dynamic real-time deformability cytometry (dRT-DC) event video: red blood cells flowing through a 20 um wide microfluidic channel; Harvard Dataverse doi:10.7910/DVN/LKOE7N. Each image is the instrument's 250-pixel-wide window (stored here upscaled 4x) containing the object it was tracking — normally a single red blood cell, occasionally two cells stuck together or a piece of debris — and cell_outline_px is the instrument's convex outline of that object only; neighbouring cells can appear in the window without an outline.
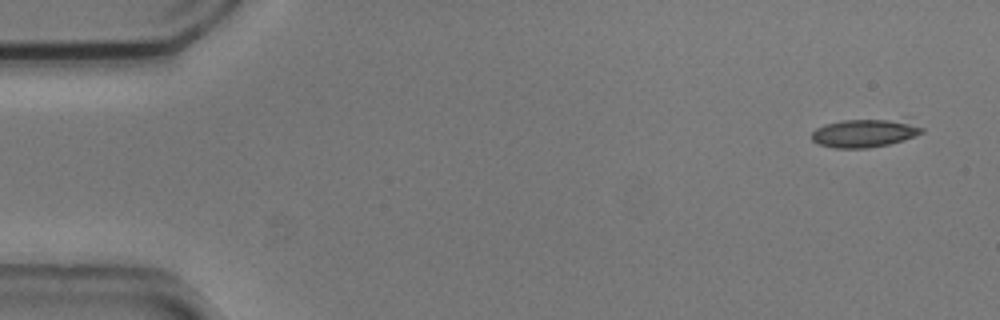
{"species": "common noctule bat (a hibernating species)", "species_latin": "Nyctalus noctula", "temperature_condition": "cold", "stored_images_in_passage": 13, "camera_frame_rate_fps": 3000, "um_per_image_px": 0.085, "animal": {"sex": "male", "body_mass_g": 20.5, "forearm_length_mm": 52.5}, "frame": {"image": 1, "passage_image": 1, "time_ms": 0.0, "image_size_px": [1000, 320], "cell_outline_px": [[924, 132], [904, 140], [888, 144], [868, 148], [832, 148], [820, 144], [812, 140], [812, 132], [816, 128], [824, 124], [844, 120], [888, 120], [908, 124], [924, 128]], "centroid_in_image_um": [73.39, 11.34], "position_along_channel_um": 11.6, "area_um2": 17.51}}
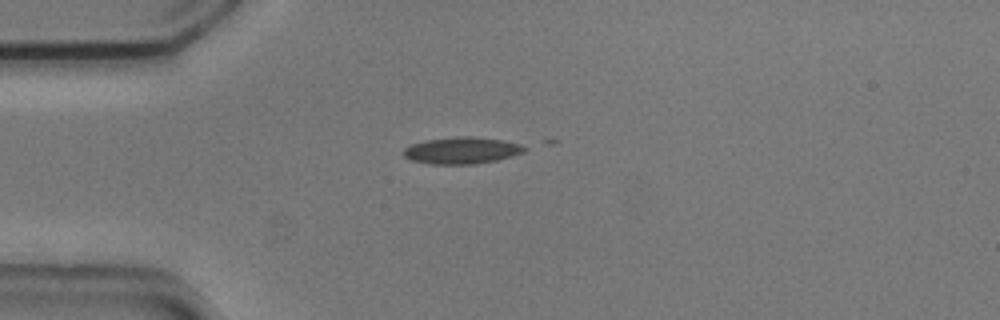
{"frame": {"image": 2, "passage_image": 12, "time_ms": 3.667, "image_size_px": [1000, 320], "cell_outline_px": [[528, 148], [524, 152], [512, 156], [496, 160], [476, 164], [432, 164], [412, 160], [404, 156], [404, 148], [412, 144], [428, 140], [460, 136], [472, 136], [504, 140], [520, 144]], "centroid_in_image_um": [39.29, 12.79], "position_along_channel_um": 45.7, "area_um2": 18.73}}